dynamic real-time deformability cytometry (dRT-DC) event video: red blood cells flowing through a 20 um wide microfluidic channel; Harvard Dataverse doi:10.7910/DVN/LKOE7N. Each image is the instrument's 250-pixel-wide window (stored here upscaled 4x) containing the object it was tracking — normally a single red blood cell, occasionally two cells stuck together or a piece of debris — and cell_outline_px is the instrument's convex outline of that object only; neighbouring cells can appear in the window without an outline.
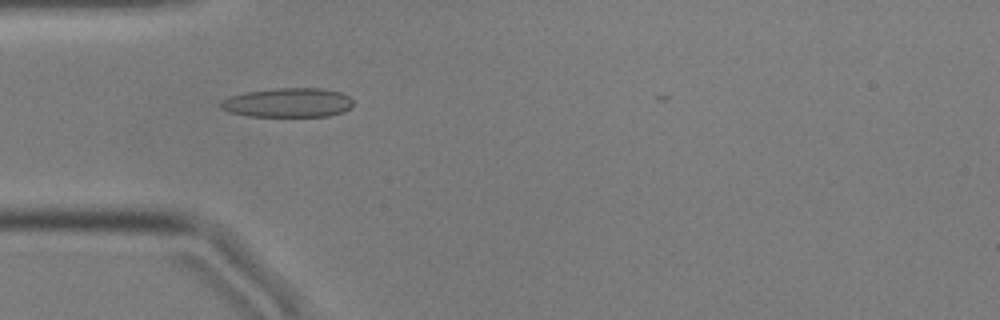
{"species": "common noctule bat (a hibernating species)", "species_latin": "Nyctalus noctula", "temperature_condition": "cold", "stored_images_in_passage": 40, "camera_frame_rate_fps": 3000, "um_per_image_px": 0.085, "animal": {"sex": "male", "body_mass_g": 17.9, "forearm_length_mm": 54.2}, "frame": {"image": 1, "passage_image": 1, "time_ms": 0.0, "image_size_px": [1000, 320], "cell_outline_px": [[352, 108], [344, 112], [328, 116], [248, 116], [228, 112], [220, 108], [220, 100], [232, 96], [248, 92], [276, 88], [320, 88], [340, 92], [348, 96], [352, 100]], "centroid_in_image_um": [24.49, 8.73], "position_along_channel_um": 60.5, "area_um2": 22.6}}
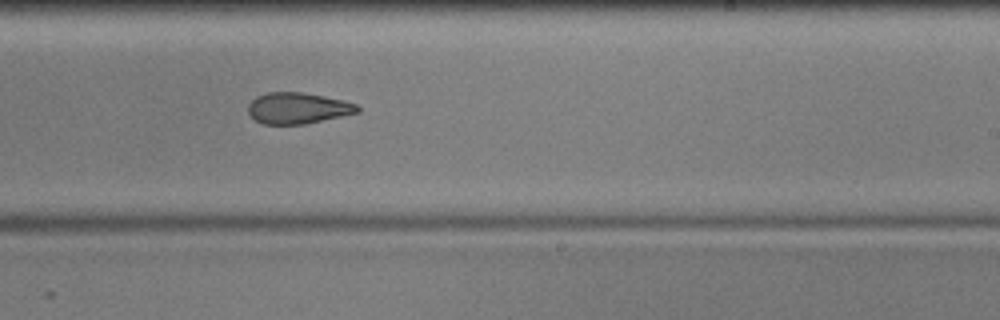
{"frame": {"image": 2, "passage_image": 18, "time_ms": 5.667, "image_size_px": [1000, 320], "cell_outline_px": [[360, 112], [304, 124], [260, 124], [248, 112], [248, 104], [256, 96], [268, 92], [300, 92], [324, 96], [344, 100], [356, 104], [360, 108]], "centroid_in_image_um": [25.3, 9.19], "position_along_channel_um": 263.7, "area_um2": 19.83}}
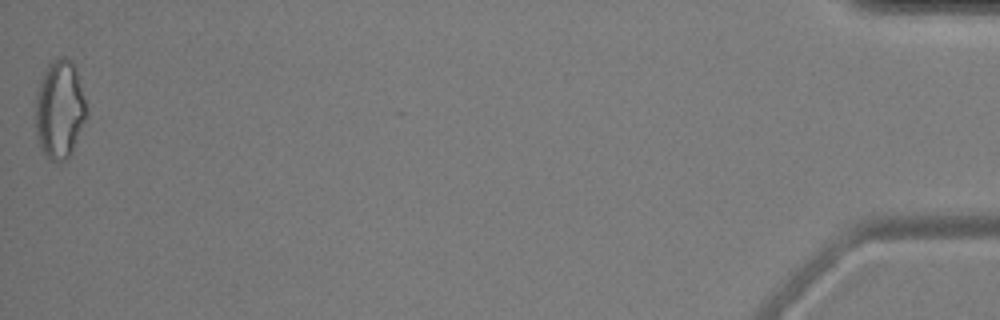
{"frame": {"image": 3, "passage_image": 40, "time_ms": 13.0, "image_size_px": [1000, 320], "cell_outline_px": [[88, 116], [72, 152], [64, 160], [56, 164], [48, 160], [40, 148], [36, 132], [36, 96], [44, 72], [48, 64], [52, 60], [60, 56], [64, 56], [72, 60], [76, 72], [88, 112]], "centroid_in_image_um": [5.08, 9.35], "position_along_channel_um": 430.1, "area_um2": 29.36}, "authors_computed_cell_mechanics": {"area_um2": 21.4727, "velocity_mm_per_s": 3.599, "shape_relaxation_time_tau1_ms": null, "shape_relaxation_time_tau2_ms": 2.6929, "deformation_change_tau1": null, "deformation_change_tau2": 0.1066}}